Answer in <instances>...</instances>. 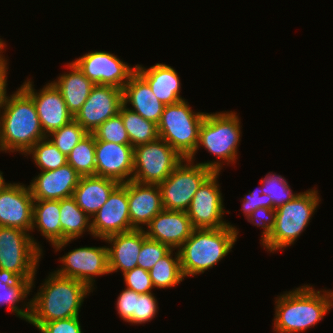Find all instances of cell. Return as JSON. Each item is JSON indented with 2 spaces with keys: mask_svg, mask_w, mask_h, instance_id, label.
I'll use <instances>...</instances> for the list:
<instances>
[{
  "mask_svg": "<svg viewBox=\"0 0 333 333\" xmlns=\"http://www.w3.org/2000/svg\"><path fill=\"white\" fill-rule=\"evenodd\" d=\"M1 109L0 151L25 155L36 142L46 138L34 101L22 87L7 97Z\"/></svg>",
  "mask_w": 333,
  "mask_h": 333,
  "instance_id": "obj_1",
  "label": "cell"
},
{
  "mask_svg": "<svg viewBox=\"0 0 333 333\" xmlns=\"http://www.w3.org/2000/svg\"><path fill=\"white\" fill-rule=\"evenodd\" d=\"M40 286L32 300L28 323L39 327L42 323L78 317L84 298L91 288L78 280L52 272Z\"/></svg>",
  "mask_w": 333,
  "mask_h": 333,
  "instance_id": "obj_2",
  "label": "cell"
},
{
  "mask_svg": "<svg viewBox=\"0 0 333 333\" xmlns=\"http://www.w3.org/2000/svg\"><path fill=\"white\" fill-rule=\"evenodd\" d=\"M275 303L274 331L302 332L323 320L331 310L333 291H316L312 286L304 285L278 296Z\"/></svg>",
  "mask_w": 333,
  "mask_h": 333,
  "instance_id": "obj_3",
  "label": "cell"
},
{
  "mask_svg": "<svg viewBox=\"0 0 333 333\" xmlns=\"http://www.w3.org/2000/svg\"><path fill=\"white\" fill-rule=\"evenodd\" d=\"M238 233L236 227L230 225L216 229H194L178 250L184 277H193L213 268L231 251Z\"/></svg>",
  "mask_w": 333,
  "mask_h": 333,
  "instance_id": "obj_4",
  "label": "cell"
},
{
  "mask_svg": "<svg viewBox=\"0 0 333 333\" xmlns=\"http://www.w3.org/2000/svg\"><path fill=\"white\" fill-rule=\"evenodd\" d=\"M316 189L298 193L292 200L275 209L276 218L270 237L261 245L270 252L294 244L319 205Z\"/></svg>",
  "mask_w": 333,
  "mask_h": 333,
  "instance_id": "obj_5",
  "label": "cell"
},
{
  "mask_svg": "<svg viewBox=\"0 0 333 333\" xmlns=\"http://www.w3.org/2000/svg\"><path fill=\"white\" fill-rule=\"evenodd\" d=\"M186 162V164H185ZM184 158L173 172L159 184L165 210L186 212L202 183L214 172H220L222 162L209 161L192 164Z\"/></svg>",
  "mask_w": 333,
  "mask_h": 333,
  "instance_id": "obj_6",
  "label": "cell"
},
{
  "mask_svg": "<svg viewBox=\"0 0 333 333\" xmlns=\"http://www.w3.org/2000/svg\"><path fill=\"white\" fill-rule=\"evenodd\" d=\"M204 112H193L187 101L165 105L157 124L158 135L183 158H189L197 149L199 129Z\"/></svg>",
  "mask_w": 333,
  "mask_h": 333,
  "instance_id": "obj_7",
  "label": "cell"
},
{
  "mask_svg": "<svg viewBox=\"0 0 333 333\" xmlns=\"http://www.w3.org/2000/svg\"><path fill=\"white\" fill-rule=\"evenodd\" d=\"M240 129V119L235 112L206 113L199 129L197 149L188 159L193 161L197 150L203 146L216 158L236 163Z\"/></svg>",
  "mask_w": 333,
  "mask_h": 333,
  "instance_id": "obj_8",
  "label": "cell"
},
{
  "mask_svg": "<svg viewBox=\"0 0 333 333\" xmlns=\"http://www.w3.org/2000/svg\"><path fill=\"white\" fill-rule=\"evenodd\" d=\"M42 253L28 232L0 226V269L34 279Z\"/></svg>",
  "mask_w": 333,
  "mask_h": 333,
  "instance_id": "obj_9",
  "label": "cell"
},
{
  "mask_svg": "<svg viewBox=\"0 0 333 333\" xmlns=\"http://www.w3.org/2000/svg\"><path fill=\"white\" fill-rule=\"evenodd\" d=\"M133 181L144 184L162 183L183 161V157L165 140H156L134 147Z\"/></svg>",
  "mask_w": 333,
  "mask_h": 333,
  "instance_id": "obj_10",
  "label": "cell"
},
{
  "mask_svg": "<svg viewBox=\"0 0 333 333\" xmlns=\"http://www.w3.org/2000/svg\"><path fill=\"white\" fill-rule=\"evenodd\" d=\"M220 172L214 171L195 193L186 211L194 229H216L232 226L223 221L224 205L217 178Z\"/></svg>",
  "mask_w": 333,
  "mask_h": 333,
  "instance_id": "obj_11",
  "label": "cell"
},
{
  "mask_svg": "<svg viewBox=\"0 0 333 333\" xmlns=\"http://www.w3.org/2000/svg\"><path fill=\"white\" fill-rule=\"evenodd\" d=\"M73 62L95 85H111L120 89L124 88L136 72V66L130 67L106 51L89 52Z\"/></svg>",
  "mask_w": 333,
  "mask_h": 333,
  "instance_id": "obj_12",
  "label": "cell"
},
{
  "mask_svg": "<svg viewBox=\"0 0 333 333\" xmlns=\"http://www.w3.org/2000/svg\"><path fill=\"white\" fill-rule=\"evenodd\" d=\"M107 248L85 246L73 249L60 257L63 268L54 272L59 276L81 281L93 289L94 276L109 274Z\"/></svg>",
  "mask_w": 333,
  "mask_h": 333,
  "instance_id": "obj_13",
  "label": "cell"
},
{
  "mask_svg": "<svg viewBox=\"0 0 333 333\" xmlns=\"http://www.w3.org/2000/svg\"><path fill=\"white\" fill-rule=\"evenodd\" d=\"M122 104L123 89L111 85H94L74 120L88 133H92L107 119L116 116Z\"/></svg>",
  "mask_w": 333,
  "mask_h": 333,
  "instance_id": "obj_14",
  "label": "cell"
},
{
  "mask_svg": "<svg viewBox=\"0 0 333 333\" xmlns=\"http://www.w3.org/2000/svg\"><path fill=\"white\" fill-rule=\"evenodd\" d=\"M92 236L105 239L134 230L131 226L127 199V182L120 183L91 219Z\"/></svg>",
  "mask_w": 333,
  "mask_h": 333,
  "instance_id": "obj_15",
  "label": "cell"
},
{
  "mask_svg": "<svg viewBox=\"0 0 333 333\" xmlns=\"http://www.w3.org/2000/svg\"><path fill=\"white\" fill-rule=\"evenodd\" d=\"M32 84L28 79L21 87L32 97L41 127L47 137L70 123L74 116L69 112L60 90L53 82L46 84L39 92H35Z\"/></svg>",
  "mask_w": 333,
  "mask_h": 333,
  "instance_id": "obj_16",
  "label": "cell"
},
{
  "mask_svg": "<svg viewBox=\"0 0 333 333\" xmlns=\"http://www.w3.org/2000/svg\"><path fill=\"white\" fill-rule=\"evenodd\" d=\"M134 147L95 140V175L126 183L133 178Z\"/></svg>",
  "mask_w": 333,
  "mask_h": 333,
  "instance_id": "obj_17",
  "label": "cell"
},
{
  "mask_svg": "<svg viewBox=\"0 0 333 333\" xmlns=\"http://www.w3.org/2000/svg\"><path fill=\"white\" fill-rule=\"evenodd\" d=\"M33 204L29 186L9 183L0 190V226L32 231Z\"/></svg>",
  "mask_w": 333,
  "mask_h": 333,
  "instance_id": "obj_18",
  "label": "cell"
},
{
  "mask_svg": "<svg viewBox=\"0 0 333 333\" xmlns=\"http://www.w3.org/2000/svg\"><path fill=\"white\" fill-rule=\"evenodd\" d=\"M80 175L68 163L54 170L41 171L30 183L34 200H61L73 197Z\"/></svg>",
  "mask_w": 333,
  "mask_h": 333,
  "instance_id": "obj_19",
  "label": "cell"
},
{
  "mask_svg": "<svg viewBox=\"0 0 333 333\" xmlns=\"http://www.w3.org/2000/svg\"><path fill=\"white\" fill-rule=\"evenodd\" d=\"M127 199L130 222L133 229L140 230L148 226L151 220L164 208L159 185L127 182Z\"/></svg>",
  "mask_w": 333,
  "mask_h": 333,
  "instance_id": "obj_20",
  "label": "cell"
},
{
  "mask_svg": "<svg viewBox=\"0 0 333 333\" xmlns=\"http://www.w3.org/2000/svg\"><path fill=\"white\" fill-rule=\"evenodd\" d=\"M148 238L159 241L175 250L190 237L194 227L186 212L163 209L147 226Z\"/></svg>",
  "mask_w": 333,
  "mask_h": 333,
  "instance_id": "obj_21",
  "label": "cell"
},
{
  "mask_svg": "<svg viewBox=\"0 0 333 333\" xmlns=\"http://www.w3.org/2000/svg\"><path fill=\"white\" fill-rule=\"evenodd\" d=\"M146 237L144 229H134L105 238L104 241L112 245L107 248L109 273L118 270L125 273L137 267L138 254Z\"/></svg>",
  "mask_w": 333,
  "mask_h": 333,
  "instance_id": "obj_22",
  "label": "cell"
},
{
  "mask_svg": "<svg viewBox=\"0 0 333 333\" xmlns=\"http://www.w3.org/2000/svg\"><path fill=\"white\" fill-rule=\"evenodd\" d=\"M123 103L144 119L158 124L163 113V104L152 92L148 83L135 72L123 88Z\"/></svg>",
  "mask_w": 333,
  "mask_h": 333,
  "instance_id": "obj_23",
  "label": "cell"
},
{
  "mask_svg": "<svg viewBox=\"0 0 333 333\" xmlns=\"http://www.w3.org/2000/svg\"><path fill=\"white\" fill-rule=\"evenodd\" d=\"M136 72L148 83L155 96L165 105L184 100L180 96V78L174 68L157 63L150 68L136 65Z\"/></svg>",
  "mask_w": 333,
  "mask_h": 333,
  "instance_id": "obj_24",
  "label": "cell"
},
{
  "mask_svg": "<svg viewBox=\"0 0 333 333\" xmlns=\"http://www.w3.org/2000/svg\"><path fill=\"white\" fill-rule=\"evenodd\" d=\"M119 184L118 181L106 177L82 176L74 190L73 198L77 205L92 218Z\"/></svg>",
  "mask_w": 333,
  "mask_h": 333,
  "instance_id": "obj_25",
  "label": "cell"
},
{
  "mask_svg": "<svg viewBox=\"0 0 333 333\" xmlns=\"http://www.w3.org/2000/svg\"><path fill=\"white\" fill-rule=\"evenodd\" d=\"M34 280L25 279L21 274L0 269V306L7 304L12 312L28 322L32 311V300L26 302V306L24 305L26 311L19 308L16 303L24 301V298L32 291Z\"/></svg>",
  "mask_w": 333,
  "mask_h": 333,
  "instance_id": "obj_26",
  "label": "cell"
},
{
  "mask_svg": "<svg viewBox=\"0 0 333 333\" xmlns=\"http://www.w3.org/2000/svg\"><path fill=\"white\" fill-rule=\"evenodd\" d=\"M69 73L60 75L54 85L60 90L69 112L75 116L86 102L94 83L72 61Z\"/></svg>",
  "mask_w": 333,
  "mask_h": 333,
  "instance_id": "obj_27",
  "label": "cell"
},
{
  "mask_svg": "<svg viewBox=\"0 0 333 333\" xmlns=\"http://www.w3.org/2000/svg\"><path fill=\"white\" fill-rule=\"evenodd\" d=\"M59 219L61 223V242L53 245L56 251L61 250L86 231L92 235L91 218L77 205L73 197L60 200Z\"/></svg>",
  "mask_w": 333,
  "mask_h": 333,
  "instance_id": "obj_28",
  "label": "cell"
},
{
  "mask_svg": "<svg viewBox=\"0 0 333 333\" xmlns=\"http://www.w3.org/2000/svg\"><path fill=\"white\" fill-rule=\"evenodd\" d=\"M60 200H34L32 231L38 228L52 246L61 242Z\"/></svg>",
  "mask_w": 333,
  "mask_h": 333,
  "instance_id": "obj_29",
  "label": "cell"
},
{
  "mask_svg": "<svg viewBox=\"0 0 333 333\" xmlns=\"http://www.w3.org/2000/svg\"><path fill=\"white\" fill-rule=\"evenodd\" d=\"M118 114L122 118L131 146L143 145L159 137L157 124L144 119L141 115L129 109L124 103L121 105Z\"/></svg>",
  "mask_w": 333,
  "mask_h": 333,
  "instance_id": "obj_30",
  "label": "cell"
},
{
  "mask_svg": "<svg viewBox=\"0 0 333 333\" xmlns=\"http://www.w3.org/2000/svg\"><path fill=\"white\" fill-rule=\"evenodd\" d=\"M173 249L160 258L149 270L154 288H170L178 285L185 278L180 265L179 252L173 258Z\"/></svg>",
  "mask_w": 333,
  "mask_h": 333,
  "instance_id": "obj_31",
  "label": "cell"
},
{
  "mask_svg": "<svg viewBox=\"0 0 333 333\" xmlns=\"http://www.w3.org/2000/svg\"><path fill=\"white\" fill-rule=\"evenodd\" d=\"M67 163L82 176L95 175V137L92 133L84 136L67 156Z\"/></svg>",
  "mask_w": 333,
  "mask_h": 333,
  "instance_id": "obj_32",
  "label": "cell"
},
{
  "mask_svg": "<svg viewBox=\"0 0 333 333\" xmlns=\"http://www.w3.org/2000/svg\"><path fill=\"white\" fill-rule=\"evenodd\" d=\"M32 155L34 163L41 171H49L64 166L67 163L65 156L48 137L36 142L25 155Z\"/></svg>",
  "mask_w": 333,
  "mask_h": 333,
  "instance_id": "obj_33",
  "label": "cell"
},
{
  "mask_svg": "<svg viewBox=\"0 0 333 333\" xmlns=\"http://www.w3.org/2000/svg\"><path fill=\"white\" fill-rule=\"evenodd\" d=\"M88 132L74 119L60 129L53 131L47 137L65 156H68L71 150Z\"/></svg>",
  "mask_w": 333,
  "mask_h": 333,
  "instance_id": "obj_34",
  "label": "cell"
},
{
  "mask_svg": "<svg viewBox=\"0 0 333 333\" xmlns=\"http://www.w3.org/2000/svg\"><path fill=\"white\" fill-rule=\"evenodd\" d=\"M263 194L269 195L273 203V209L286 204L292 200L298 193H292L290 186L281 175L268 173L260 181Z\"/></svg>",
  "mask_w": 333,
  "mask_h": 333,
  "instance_id": "obj_35",
  "label": "cell"
},
{
  "mask_svg": "<svg viewBox=\"0 0 333 333\" xmlns=\"http://www.w3.org/2000/svg\"><path fill=\"white\" fill-rule=\"evenodd\" d=\"M95 140H102L117 144H130L128 133L119 114L107 119L92 132Z\"/></svg>",
  "mask_w": 333,
  "mask_h": 333,
  "instance_id": "obj_36",
  "label": "cell"
},
{
  "mask_svg": "<svg viewBox=\"0 0 333 333\" xmlns=\"http://www.w3.org/2000/svg\"><path fill=\"white\" fill-rule=\"evenodd\" d=\"M171 249L159 241L146 237L137 258V267L149 271Z\"/></svg>",
  "mask_w": 333,
  "mask_h": 333,
  "instance_id": "obj_37",
  "label": "cell"
},
{
  "mask_svg": "<svg viewBox=\"0 0 333 333\" xmlns=\"http://www.w3.org/2000/svg\"><path fill=\"white\" fill-rule=\"evenodd\" d=\"M153 293H141L136 297L135 312H133V324L150 322L157 314L158 305Z\"/></svg>",
  "mask_w": 333,
  "mask_h": 333,
  "instance_id": "obj_38",
  "label": "cell"
},
{
  "mask_svg": "<svg viewBox=\"0 0 333 333\" xmlns=\"http://www.w3.org/2000/svg\"><path fill=\"white\" fill-rule=\"evenodd\" d=\"M123 277L127 289L137 293H151L152 288H154L149 271L140 267H135L123 273Z\"/></svg>",
  "mask_w": 333,
  "mask_h": 333,
  "instance_id": "obj_39",
  "label": "cell"
},
{
  "mask_svg": "<svg viewBox=\"0 0 333 333\" xmlns=\"http://www.w3.org/2000/svg\"><path fill=\"white\" fill-rule=\"evenodd\" d=\"M276 211L275 209L259 207L253 211L247 218L248 222L253 225L263 228L261 244H263L271 235L275 224ZM256 221V222H254Z\"/></svg>",
  "mask_w": 333,
  "mask_h": 333,
  "instance_id": "obj_40",
  "label": "cell"
},
{
  "mask_svg": "<svg viewBox=\"0 0 333 333\" xmlns=\"http://www.w3.org/2000/svg\"><path fill=\"white\" fill-rule=\"evenodd\" d=\"M38 330L41 333H83L79 316L42 323Z\"/></svg>",
  "mask_w": 333,
  "mask_h": 333,
  "instance_id": "obj_41",
  "label": "cell"
},
{
  "mask_svg": "<svg viewBox=\"0 0 333 333\" xmlns=\"http://www.w3.org/2000/svg\"><path fill=\"white\" fill-rule=\"evenodd\" d=\"M140 293L124 288L117 299L116 309L122 320L133 324V312H135L136 297Z\"/></svg>",
  "mask_w": 333,
  "mask_h": 333,
  "instance_id": "obj_42",
  "label": "cell"
},
{
  "mask_svg": "<svg viewBox=\"0 0 333 333\" xmlns=\"http://www.w3.org/2000/svg\"><path fill=\"white\" fill-rule=\"evenodd\" d=\"M242 211L246 218L259 207H266L273 209V203L269 195L263 194L262 187L260 190H254L245 195L242 200Z\"/></svg>",
  "mask_w": 333,
  "mask_h": 333,
  "instance_id": "obj_43",
  "label": "cell"
},
{
  "mask_svg": "<svg viewBox=\"0 0 333 333\" xmlns=\"http://www.w3.org/2000/svg\"><path fill=\"white\" fill-rule=\"evenodd\" d=\"M6 58L0 54V109L5 103V100L7 99V92H6V86H7V60Z\"/></svg>",
  "mask_w": 333,
  "mask_h": 333,
  "instance_id": "obj_44",
  "label": "cell"
},
{
  "mask_svg": "<svg viewBox=\"0 0 333 333\" xmlns=\"http://www.w3.org/2000/svg\"><path fill=\"white\" fill-rule=\"evenodd\" d=\"M2 174L3 173L0 171V190H3L8 185V183L5 182Z\"/></svg>",
  "mask_w": 333,
  "mask_h": 333,
  "instance_id": "obj_45",
  "label": "cell"
},
{
  "mask_svg": "<svg viewBox=\"0 0 333 333\" xmlns=\"http://www.w3.org/2000/svg\"><path fill=\"white\" fill-rule=\"evenodd\" d=\"M5 48V43L4 41L0 38V54L2 53V51L4 50Z\"/></svg>",
  "mask_w": 333,
  "mask_h": 333,
  "instance_id": "obj_46",
  "label": "cell"
}]
</instances>
